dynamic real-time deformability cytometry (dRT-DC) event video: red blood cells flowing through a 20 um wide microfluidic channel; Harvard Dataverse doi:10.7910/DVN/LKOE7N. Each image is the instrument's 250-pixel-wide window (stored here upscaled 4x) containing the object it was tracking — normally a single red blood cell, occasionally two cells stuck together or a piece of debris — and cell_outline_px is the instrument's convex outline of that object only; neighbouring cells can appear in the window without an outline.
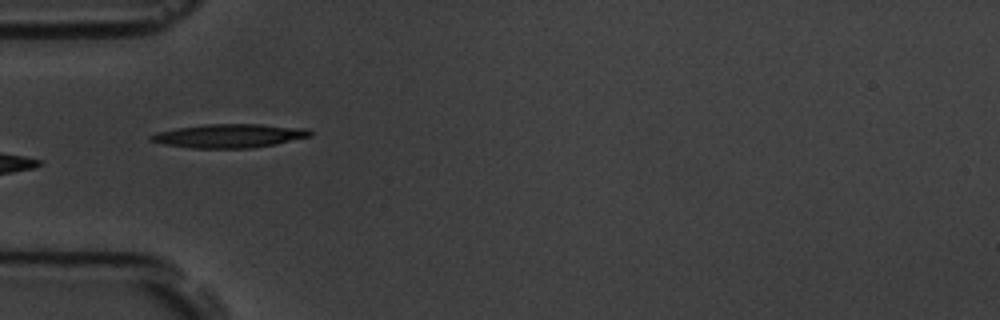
{"species": "common noctule bat (a hibernating species)", "species_latin": "Nyctalus noctula", "temperature_condition": "room temperature", "stored_images_in_passage": 7, "camera_frame_rate_fps": 3000, "um_per_image_px": 0.085, "animal": {"sex": "male", "body_mass_g": 19.5, "forearm_length_mm": 54.6}, "frame": {"image": 1, "passage_image": 5, "time_ms": 4.333, "image_size_px": [1000, 320], "cell_outline_px": [[312, 136], [276, 144], [252, 148], [192, 148], [164, 144], [148, 140], [148, 136], [156, 132], [176, 128], [204, 124], [260, 124], [308, 128], [312, 132]], "centroid_in_image_um": [19.49, 11.54], "position_along_channel_um": 65.5, "area_um2": 22.2}}
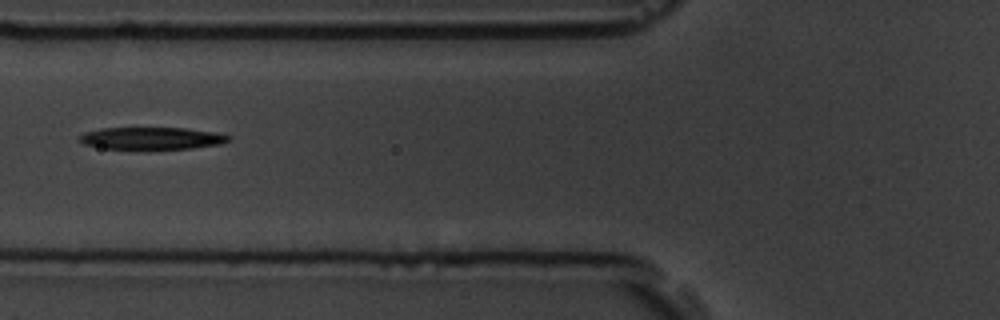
{"frame": {"image": 2, "passage_image": 6, "time_ms": 5.667, "image_size_px": [1000, 320], "cell_outline_px": [[232, 136], [228, 140], [220, 144], [192, 148], [144, 152], [104, 148], [84, 144], [76, 140], [84, 132], [100, 128], [184, 128], [212, 132]], "centroid_in_image_um": [12.82, 11.8], "position_along_channel_um": 113.0, "area_um2": 20.17}}
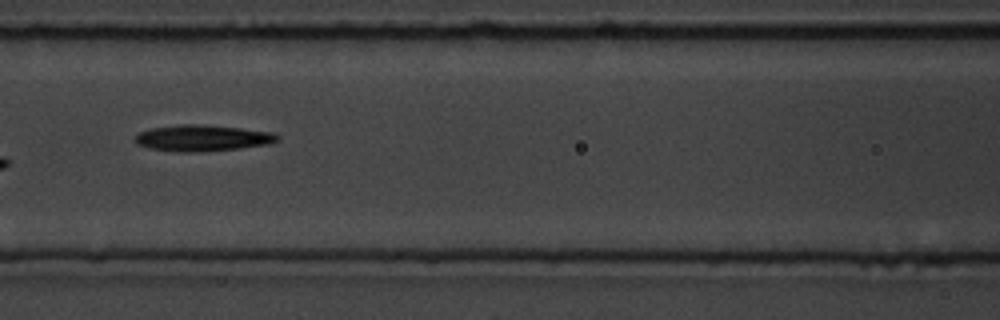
{"frame": {"image": 3, "passage_image": 7, "time_ms": 6.667, "image_size_px": [1000, 320], "cell_outline_px": [[280, 140], [268, 144], [240, 148], [200, 152], [176, 152], [148, 148], [136, 144], [132, 140], [140, 132], [152, 128], [180, 124], [204, 124], [240, 128], [272, 132], [280, 136]], "centroid_in_image_um": [17.19, 11.74], "position_along_channel_um": 149.4, "area_um2": 21.96}}